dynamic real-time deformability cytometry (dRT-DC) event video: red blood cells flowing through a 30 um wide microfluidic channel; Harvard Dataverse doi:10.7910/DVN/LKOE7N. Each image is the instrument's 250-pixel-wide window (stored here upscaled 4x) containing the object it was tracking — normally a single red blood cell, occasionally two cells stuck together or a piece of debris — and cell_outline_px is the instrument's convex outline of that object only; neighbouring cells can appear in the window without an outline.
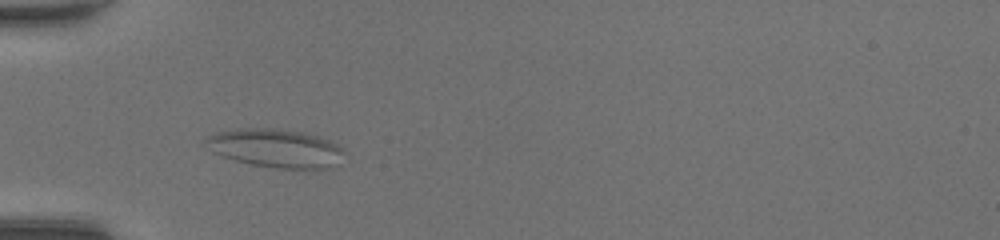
{"species": "common noctule bat (a hibernating species)", "species_latin": "Nyctalus noctula", "temperature_condition": "room temperature", "stored_images_in_passage": 34, "camera_frame_rate_fps": 3000, "um_per_image_px": 0.085, "animal": {"sex": "female", "body_mass_g": 20.0, "forearm_length_mm": 54.0}, "frame": {"image": 1, "passage_image": 1, "time_ms": 0.0, "image_size_px": [1000, 240], "cell_outline_px": [[344, 152], [324, 168], [276, 168], [252, 164], [236, 160], [212, 152], [204, 140], [208, 136], [216, 132], [236, 128], [276, 128], [304, 132], [320, 136], [336, 144]], "centroid_in_image_um": [23.32, 12.55], "position_along_channel_um": 61.7, "area_um2": 30.35}}
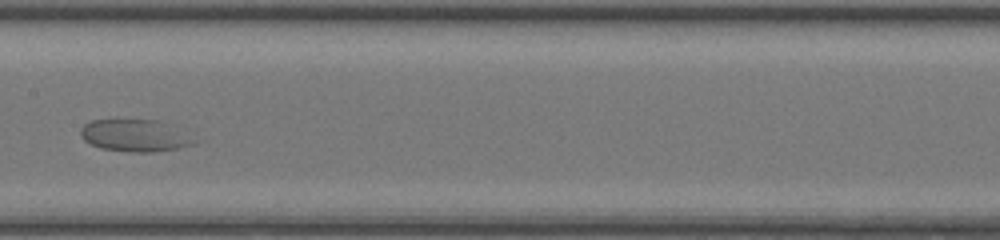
{"frame": {"image": 2, "passage_image": 11, "time_ms": 3.333, "image_size_px": [1000, 240], "cell_outline_px": [[200, 140], [192, 144], [176, 148], [152, 152], [132, 152], [100, 148], [84, 140], [80, 136], [80, 128], [84, 124], [92, 120], [156, 120], [168, 124]], "centroid_in_image_um": [11.45, 11.52], "position_along_channel_um": 195.9, "area_um2": 21.1}}
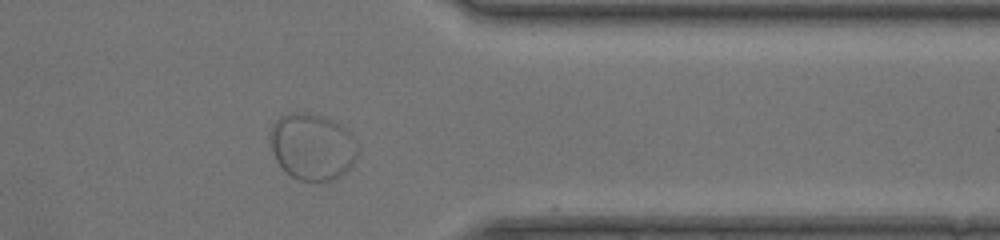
{"frame": {"image": 3, "passage_image": 25, "time_ms": 8.0, "image_size_px": [1000, 240], "cell_outline_px": [[356, 156], [348, 172], [336, 180], [324, 184], [320, 184], [300, 180], [292, 176], [276, 160], [272, 152], [272, 124], [280, 116], [292, 112], [300, 112], [324, 116], [340, 124], [352, 136], [356, 144]], "centroid_in_image_um": [26.57, 12.52], "position_along_channel_um": 384.8, "area_um2": 34.1}}